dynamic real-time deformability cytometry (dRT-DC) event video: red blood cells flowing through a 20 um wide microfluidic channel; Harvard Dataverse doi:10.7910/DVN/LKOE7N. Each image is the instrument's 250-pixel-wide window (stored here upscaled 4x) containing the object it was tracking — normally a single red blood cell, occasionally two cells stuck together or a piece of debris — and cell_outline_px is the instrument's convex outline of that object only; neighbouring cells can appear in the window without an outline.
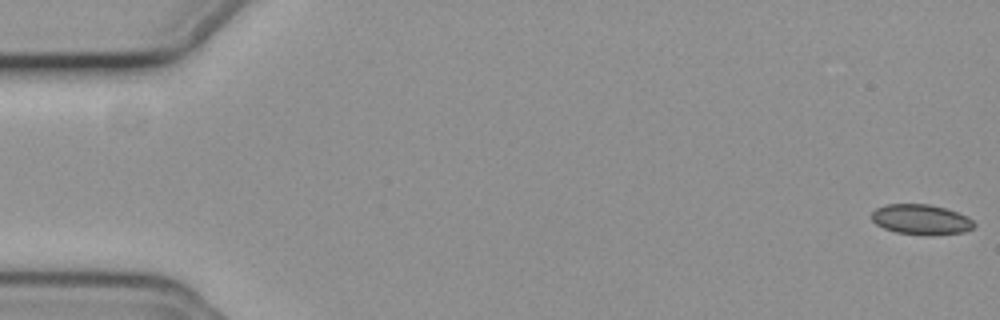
{"species": "common noctule bat (a hibernating species)", "species_latin": "Nyctalus noctula", "temperature_condition": "cold", "stored_images_in_passage": 9, "camera_frame_rate_fps": 3000, "um_per_image_px": 0.085, "animal": {"sex": "female", "body_mass_g": 19.3, "forearm_length_mm": 54.1}, "frame": {"image": 1, "passage_image": 1, "time_ms": 0.0, "image_size_px": [1000, 320], "cell_outline_px": [[976, 224], [972, 228], [964, 232], [932, 236], [924, 236], [896, 232], [884, 228], [876, 224], [872, 220], [872, 212], [876, 208], [888, 204], [928, 204], [944, 208], [968, 216]], "centroid_in_image_um": [78.3, 18.67], "position_along_channel_um": 6.7, "area_um2": 18.15}}